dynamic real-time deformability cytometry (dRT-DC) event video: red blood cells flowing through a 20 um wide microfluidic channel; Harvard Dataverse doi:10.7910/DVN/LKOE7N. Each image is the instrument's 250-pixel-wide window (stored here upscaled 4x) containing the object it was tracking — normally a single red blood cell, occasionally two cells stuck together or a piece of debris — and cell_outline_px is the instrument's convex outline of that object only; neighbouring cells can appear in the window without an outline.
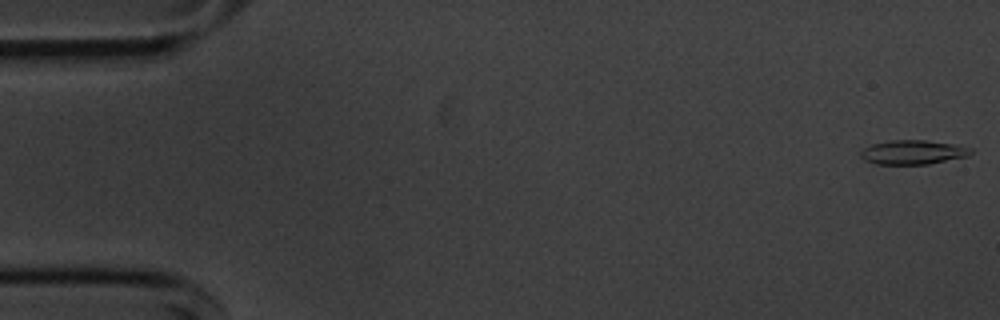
{"species": "common noctule bat (a hibernating species)", "species_latin": "Nyctalus noctula", "temperature_condition": "cold", "stored_images_in_passage": 55, "camera_frame_rate_fps": 3000, "um_per_image_px": 0.085, "animal": {"sex": "male", "body_mass_g": 20.1, "forearm_length_mm": 53.5}, "frame": {"image": 1, "passage_image": 1, "time_ms": 0.0, "image_size_px": [1000, 320], "cell_outline_px": [[972, 152], [968, 156], [928, 164], [876, 164], [864, 160], [860, 156], [860, 152], [864, 148], [872, 144], [892, 140], [924, 140], [952, 144], [972, 148]], "centroid_in_image_um": [77.58, 12.94], "position_along_channel_um": 7.4, "area_um2": 15.43}}
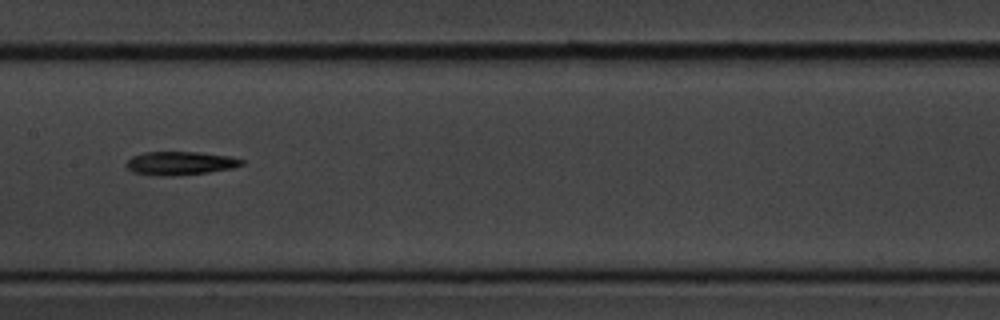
{"frame": {"image": 2, "passage_image": 27, "time_ms": 8.667, "image_size_px": [1000, 320], "cell_outline_px": [[244, 164], [232, 168], [208, 172], [172, 176], [160, 176], [132, 172], [124, 164], [132, 156], [144, 152], [200, 152], [228, 156], [244, 160]], "centroid_in_image_um": [15.29, 13.87], "position_along_channel_um": 192.1, "area_um2": 15.78}}
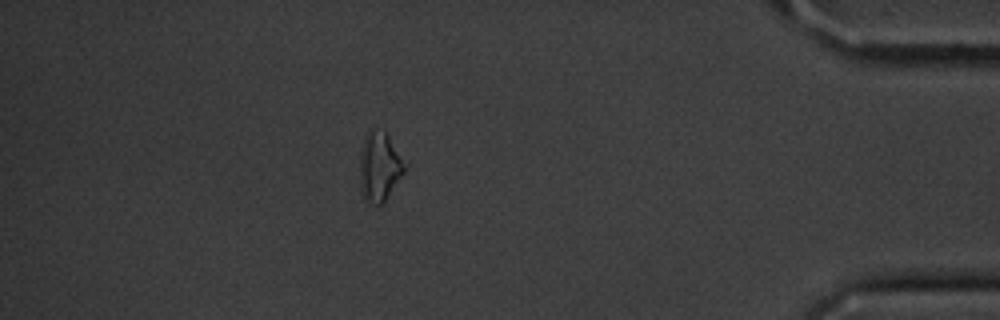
{"frame": {"image": 3, "passage_image": 48, "time_ms": 15.667, "image_size_px": [1000, 320], "cell_outline_px": [[408, 164], [404, 172], [384, 200], [380, 204], [368, 204], [364, 200], [360, 188], [360, 156], [364, 140], [368, 128], [372, 128], [384, 132], [388, 136]], "centroid_in_image_um": [32.25, 14.16], "position_along_channel_um": 403.0, "area_um2": 18.03}, "authors_computed_cell_mechanics": {"area_um2": 15.6638, "velocity_mm_per_s": 3.6441, "shape_relaxation_time_tau1_ms": 8.2445, "shape_relaxation_time_tau2_ms": null, "deformation_change_tau1": 0.2117, "deformation_change_tau2": null}}